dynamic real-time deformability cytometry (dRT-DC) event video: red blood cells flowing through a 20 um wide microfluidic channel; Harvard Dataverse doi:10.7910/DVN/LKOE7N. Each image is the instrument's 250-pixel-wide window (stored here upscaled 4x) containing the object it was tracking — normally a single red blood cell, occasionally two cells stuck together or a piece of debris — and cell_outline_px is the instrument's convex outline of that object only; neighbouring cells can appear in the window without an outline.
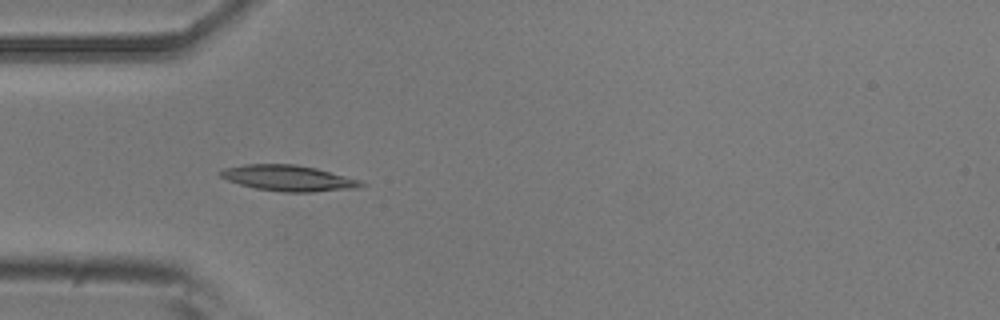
{"species": "common noctule bat (a hibernating species)", "species_latin": "Nyctalus noctula", "temperature_condition": "room temperature", "stored_images_in_passage": 7, "camera_frame_rate_fps": 3000, "um_per_image_px": 0.085, "animal": {"sex": "male", "body_mass_g": 20.5, "forearm_length_mm": 52.5}, "frame": {"image": 1, "passage_image": 5, "time_ms": 1.333, "image_size_px": [1000, 320], "cell_outline_px": [[368, 184], [360, 188], [312, 192], [284, 192], [256, 188], [240, 184], [228, 180], [220, 176], [216, 172], [224, 168], [244, 164], [296, 164], [316, 168], [360, 180]], "centroid_in_image_um": [24.53, 15.14], "position_along_channel_um": 60.5, "area_um2": 21.27}}
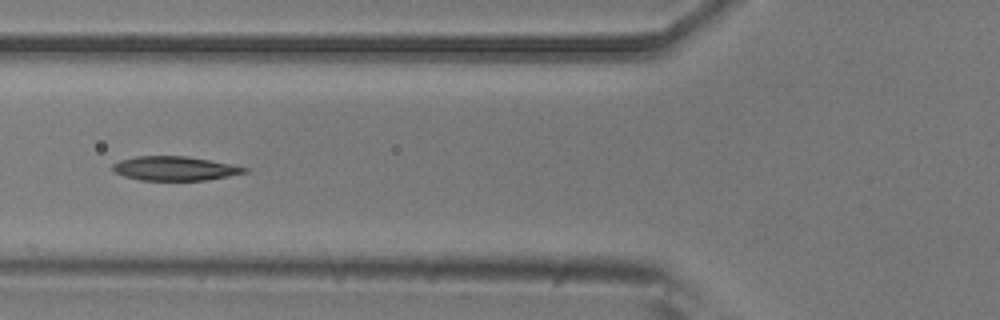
{"frame": {"image": 2, "passage_image": 6, "time_ms": 1.667, "image_size_px": [1000, 320], "cell_outline_px": [[248, 172], [228, 176], [204, 180], [140, 180], [124, 176], [116, 172], [112, 168], [112, 164], [120, 160], [136, 156], [188, 156], [232, 164], [248, 168]], "centroid_in_image_um": [14.86, 14.31], "position_along_channel_um": 110.9, "area_um2": 18.5}}
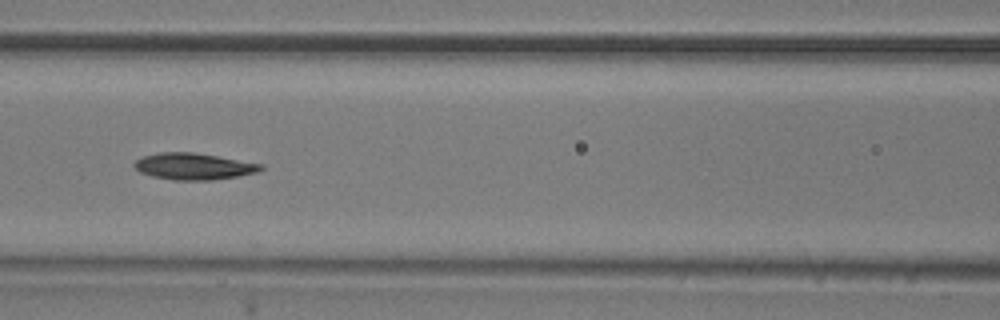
{"frame": {"image": 3, "passage_image": 7, "time_ms": 2.0, "image_size_px": [1000, 320], "cell_outline_px": [[264, 168], [260, 172], [212, 180], [172, 180], [152, 176], [140, 172], [132, 164], [136, 160], [144, 156], [160, 152], [192, 152], [264, 164]], "centroid_in_image_um": [16.48, 14.14], "position_along_channel_um": 150.1, "area_um2": 19.54}}